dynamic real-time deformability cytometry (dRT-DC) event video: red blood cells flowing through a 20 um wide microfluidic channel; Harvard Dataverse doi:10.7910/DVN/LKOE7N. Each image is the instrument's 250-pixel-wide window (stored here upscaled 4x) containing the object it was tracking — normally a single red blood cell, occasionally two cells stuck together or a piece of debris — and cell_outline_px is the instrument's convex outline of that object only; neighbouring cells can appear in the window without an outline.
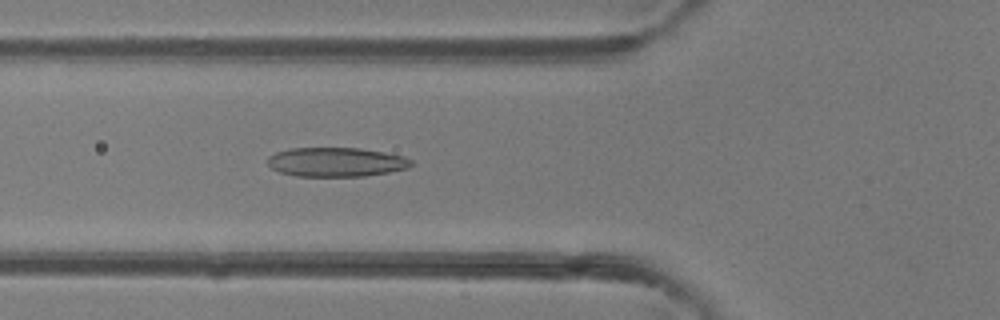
{"species": "common noctule bat (a hibernating species)", "species_latin": "Nyctalus noctula", "temperature_condition": "room temperature", "stored_images_in_passage": 47, "camera_frame_rate_fps": 3000, "um_per_image_px": 0.085, "animal": {"sex": "female"}, "frame": {"image": 1, "passage_image": 17, "time_ms": 5.333, "image_size_px": [1000, 320], "cell_outline_px": [[412, 164], [408, 168], [388, 172], [364, 176], [296, 176], [280, 172], [272, 168], [268, 164], [268, 156], [276, 152], [288, 148], [360, 148], [384, 152], [404, 156], [412, 160]], "centroid_in_image_um": [28.57, 13.77], "position_along_channel_um": 97.2, "area_um2": 24.45}}
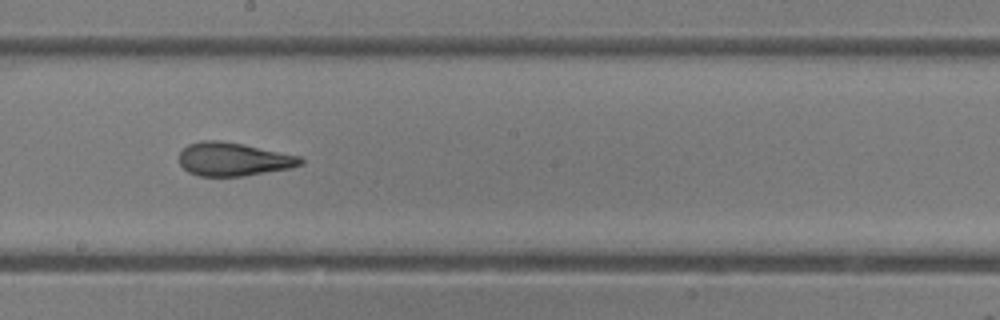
{"frame": {"image": 2, "passage_image": 26, "time_ms": 8.333, "image_size_px": [1000, 320], "cell_outline_px": [[304, 164], [292, 168], [244, 176], [200, 176], [188, 172], [180, 164], [180, 152], [188, 144], [204, 140], [220, 140], [244, 144], [300, 156], [304, 160]], "centroid_in_image_um": [19.87, 13.53], "position_along_channel_um": 228.3, "area_um2": 23.76}}
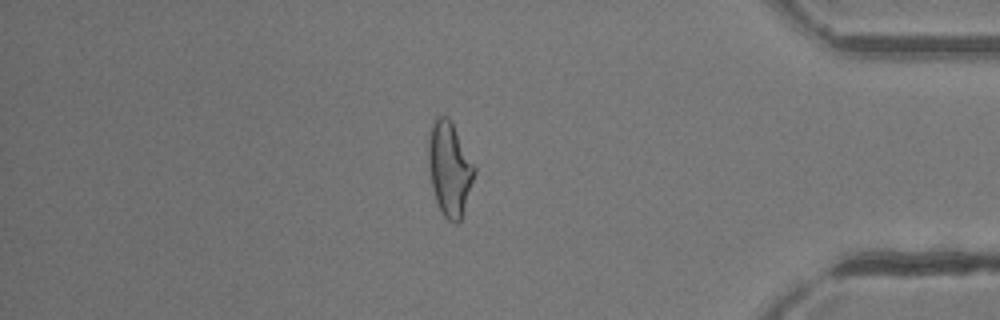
{"frame": {"image": 3, "passage_image": 40, "time_ms": 13.0, "image_size_px": [1000, 320], "cell_outline_px": [[476, 172], [460, 220], [456, 224], [448, 220], [440, 212], [432, 188], [428, 164], [428, 136], [432, 120], [436, 116], [448, 116], [452, 120], [476, 168]], "centroid_in_image_um": [38.19, 14.29], "position_along_channel_um": 397.0, "area_um2": 25.49}, "authors_computed_cell_mechanics": {"area_um2": 24.9696, "velocity_mm_per_s": 4.3491, "shape_relaxation_time_tau1_ms": 6.2793, "shape_relaxation_time_tau2_ms": 1.434, "deformation_change_tau1": 0.2028, "deformation_change_tau2": 0.0999}}